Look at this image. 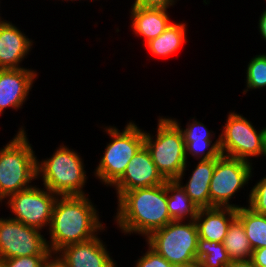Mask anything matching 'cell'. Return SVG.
Segmentation results:
<instances>
[{
	"instance_id": "cell-29",
	"label": "cell",
	"mask_w": 266,
	"mask_h": 267,
	"mask_svg": "<svg viewBox=\"0 0 266 267\" xmlns=\"http://www.w3.org/2000/svg\"><path fill=\"white\" fill-rule=\"evenodd\" d=\"M175 0H135L132 6L142 8H164L173 5Z\"/></svg>"
},
{
	"instance_id": "cell-28",
	"label": "cell",
	"mask_w": 266,
	"mask_h": 267,
	"mask_svg": "<svg viewBox=\"0 0 266 267\" xmlns=\"http://www.w3.org/2000/svg\"><path fill=\"white\" fill-rule=\"evenodd\" d=\"M148 248L147 252L138 259L135 267H176L152 248Z\"/></svg>"
},
{
	"instance_id": "cell-13",
	"label": "cell",
	"mask_w": 266,
	"mask_h": 267,
	"mask_svg": "<svg viewBox=\"0 0 266 267\" xmlns=\"http://www.w3.org/2000/svg\"><path fill=\"white\" fill-rule=\"evenodd\" d=\"M57 254L68 267H116V263L98 236L68 245Z\"/></svg>"
},
{
	"instance_id": "cell-30",
	"label": "cell",
	"mask_w": 266,
	"mask_h": 267,
	"mask_svg": "<svg viewBox=\"0 0 266 267\" xmlns=\"http://www.w3.org/2000/svg\"><path fill=\"white\" fill-rule=\"evenodd\" d=\"M251 259L258 267H266V247L253 250Z\"/></svg>"
},
{
	"instance_id": "cell-11",
	"label": "cell",
	"mask_w": 266,
	"mask_h": 267,
	"mask_svg": "<svg viewBox=\"0 0 266 267\" xmlns=\"http://www.w3.org/2000/svg\"><path fill=\"white\" fill-rule=\"evenodd\" d=\"M47 241L41 231L22 222L0 218V257L50 255Z\"/></svg>"
},
{
	"instance_id": "cell-19",
	"label": "cell",
	"mask_w": 266,
	"mask_h": 267,
	"mask_svg": "<svg viewBox=\"0 0 266 267\" xmlns=\"http://www.w3.org/2000/svg\"><path fill=\"white\" fill-rule=\"evenodd\" d=\"M216 159L200 160L192 171L191 177L182 185L190 200L198 208H210V182L215 170Z\"/></svg>"
},
{
	"instance_id": "cell-32",
	"label": "cell",
	"mask_w": 266,
	"mask_h": 267,
	"mask_svg": "<svg viewBox=\"0 0 266 267\" xmlns=\"http://www.w3.org/2000/svg\"><path fill=\"white\" fill-rule=\"evenodd\" d=\"M227 267H258L251 258L232 260Z\"/></svg>"
},
{
	"instance_id": "cell-6",
	"label": "cell",
	"mask_w": 266,
	"mask_h": 267,
	"mask_svg": "<svg viewBox=\"0 0 266 267\" xmlns=\"http://www.w3.org/2000/svg\"><path fill=\"white\" fill-rule=\"evenodd\" d=\"M198 229L195 220L171 221L145 237L148 246L176 267L197 262Z\"/></svg>"
},
{
	"instance_id": "cell-34",
	"label": "cell",
	"mask_w": 266,
	"mask_h": 267,
	"mask_svg": "<svg viewBox=\"0 0 266 267\" xmlns=\"http://www.w3.org/2000/svg\"><path fill=\"white\" fill-rule=\"evenodd\" d=\"M179 267H201V264L199 261L189 264V265H185V266H179Z\"/></svg>"
},
{
	"instance_id": "cell-16",
	"label": "cell",
	"mask_w": 266,
	"mask_h": 267,
	"mask_svg": "<svg viewBox=\"0 0 266 267\" xmlns=\"http://www.w3.org/2000/svg\"><path fill=\"white\" fill-rule=\"evenodd\" d=\"M235 218L236 209L233 207L199 208L195 218L199 238L223 242Z\"/></svg>"
},
{
	"instance_id": "cell-3",
	"label": "cell",
	"mask_w": 266,
	"mask_h": 267,
	"mask_svg": "<svg viewBox=\"0 0 266 267\" xmlns=\"http://www.w3.org/2000/svg\"><path fill=\"white\" fill-rule=\"evenodd\" d=\"M34 152L24 128L0 150V202L32 186L29 183L37 178Z\"/></svg>"
},
{
	"instance_id": "cell-18",
	"label": "cell",
	"mask_w": 266,
	"mask_h": 267,
	"mask_svg": "<svg viewBox=\"0 0 266 267\" xmlns=\"http://www.w3.org/2000/svg\"><path fill=\"white\" fill-rule=\"evenodd\" d=\"M132 29L144 37L145 44L158 37L171 24L167 9L131 6Z\"/></svg>"
},
{
	"instance_id": "cell-27",
	"label": "cell",
	"mask_w": 266,
	"mask_h": 267,
	"mask_svg": "<svg viewBox=\"0 0 266 267\" xmlns=\"http://www.w3.org/2000/svg\"><path fill=\"white\" fill-rule=\"evenodd\" d=\"M49 255L22 256L3 259L4 267H42Z\"/></svg>"
},
{
	"instance_id": "cell-24",
	"label": "cell",
	"mask_w": 266,
	"mask_h": 267,
	"mask_svg": "<svg viewBox=\"0 0 266 267\" xmlns=\"http://www.w3.org/2000/svg\"><path fill=\"white\" fill-rule=\"evenodd\" d=\"M196 255L201 267H227L231 262L222 242L198 238Z\"/></svg>"
},
{
	"instance_id": "cell-25",
	"label": "cell",
	"mask_w": 266,
	"mask_h": 267,
	"mask_svg": "<svg viewBox=\"0 0 266 267\" xmlns=\"http://www.w3.org/2000/svg\"><path fill=\"white\" fill-rule=\"evenodd\" d=\"M246 91L266 87V54L256 55L250 60L246 70Z\"/></svg>"
},
{
	"instance_id": "cell-4",
	"label": "cell",
	"mask_w": 266,
	"mask_h": 267,
	"mask_svg": "<svg viewBox=\"0 0 266 267\" xmlns=\"http://www.w3.org/2000/svg\"><path fill=\"white\" fill-rule=\"evenodd\" d=\"M53 154L41 164L37 159V179L42 177L44 188L58 196L86 195L83 187L87 176L80 155L64 145Z\"/></svg>"
},
{
	"instance_id": "cell-21",
	"label": "cell",
	"mask_w": 266,
	"mask_h": 267,
	"mask_svg": "<svg viewBox=\"0 0 266 267\" xmlns=\"http://www.w3.org/2000/svg\"><path fill=\"white\" fill-rule=\"evenodd\" d=\"M186 30L185 23H171L163 33L145 45L152 55L167 58L185 43Z\"/></svg>"
},
{
	"instance_id": "cell-35",
	"label": "cell",
	"mask_w": 266,
	"mask_h": 267,
	"mask_svg": "<svg viewBox=\"0 0 266 267\" xmlns=\"http://www.w3.org/2000/svg\"><path fill=\"white\" fill-rule=\"evenodd\" d=\"M263 156H266V132H265V145H264V155Z\"/></svg>"
},
{
	"instance_id": "cell-7",
	"label": "cell",
	"mask_w": 266,
	"mask_h": 267,
	"mask_svg": "<svg viewBox=\"0 0 266 267\" xmlns=\"http://www.w3.org/2000/svg\"><path fill=\"white\" fill-rule=\"evenodd\" d=\"M112 138L96 167L95 176L105 185L112 186L123 174L126 166L144 145V131L134 122H129L120 132L116 127H106Z\"/></svg>"
},
{
	"instance_id": "cell-31",
	"label": "cell",
	"mask_w": 266,
	"mask_h": 267,
	"mask_svg": "<svg viewBox=\"0 0 266 267\" xmlns=\"http://www.w3.org/2000/svg\"><path fill=\"white\" fill-rule=\"evenodd\" d=\"M53 254H50L47 259L44 261V263L42 264V267H68L65 262L60 258L58 257L56 254L55 256L56 257H52ZM53 258V259H51Z\"/></svg>"
},
{
	"instance_id": "cell-8",
	"label": "cell",
	"mask_w": 266,
	"mask_h": 267,
	"mask_svg": "<svg viewBox=\"0 0 266 267\" xmlns=\"http://www.w3.org/2000/svg\"><path fill=\"white\" fill-rule=\"evenodd\" d=\"M266 127L259 132L240 114L229 112L219 135L221 155L249 162V157L264 155Z\"/></svg>"
},
{
	"instance_id": "cell-5",
	"label": "cell",
	"mask_w": 266,
	"mask_h": 267,
	"mask_svg": "<svg viewBox=\"0 0 266 267\" xmlns=\"http://www.w3.org/2000/svg\"><path fill=\"white\" fill-rule=\"evenodd\" d=\"M157 127L155 140L144 131V145L162 176L181 182L187 165L181 129L170 118L162 117L158 119Z\"/></svg>"
},
{
	"instance_id": "cell-9",
	"label": "cell",
	"mask_w": 266,
	"mask_h": 267,
	"mask_svg": "<svg viewBox=\"0 0 266 267\" xmlns=\"http://www.w3.org/2000/svg\"><path fill=\"white\" fill-rule=\"evenodd\" d=\"M252 163L220 155L216 158L215 170L210 182V208L233 207L229 199L235 195L252 176Z\"/></svg>"
},
{
	"instance_id": "cell-36",
	"label": "cell",
	"mask_w": 266,
	"mask_h": 267,
	"mask_svg": "<svg viewBox=\"0 0 266 267\" xmlns=\"http://www.w3.org/2000/svg\"><path fill=\"white\" fill-rule=\"evenodd\" d=\"M0 267H4V261L1 257H0Z\"/></svg>"
},
{
	"instance_id": "cell-26",
	"label": "cell",
	"mask_w": 266,
	"mask_h": 267,
	"mask_svg": "<svg viewBox=\"0 0 266 267\" xmlns=\"http://www.w3.org/2000/svg\"><path fill=\"white\" fill-rule=\"evenodd\" d=\"M248 208L255 213L266 215V176L250 190Z\"/></svg>"
},
{
	"instance_id": "cell-10",
	"label": "cell",
	"mask_w": 266,
	"mask_h": 267,
	"mask_svg": "<svg viewBox=\"0 0 266 267\" xmlns=\"http://www.w3.org/2000/svg\"><path fill=\"white\" fill-rule=\"evenodd\" d=\"M44 190L30 186L8 196L7 204L16 216L12 219L38 230L50 226L53 207L59 196L47 188Z\"/></svg>"
},
{
	"instance_id": "cell-15",
	"label": "cell",
	"mask_w": 266,
	"mask_h": 267,
	"mask_svg": "<svg viewBox=\"0 0 266 267\" xmlns=\"http://www.w3.org/2000/svg\"><path fill=\"white\" fill-rule=\"evenodd\" d=\"M29 40L14 24L0 19V69H19L31 49Z\"/></svg>"
},
{
	"instance_id": "cell-12",
	"label": "cell",
	"mask_w": 266,
	"mask_h": 267,
	"mask_svg": "<svg viewBox=\"0 0 266 267\" xmlns=\"http://www.w3.org/2000/svg\"><path fill=\"white\" fill-rule=\"evenodd\" d=\"M166 181L152 161L149 150L143 145L126 166L124 174L112 186L116 188L119 198L126 191L154 187Z\"/></svg>"
},
{
	"instance_id": "cell-33",
	"label": "cell",
	"mask_w": 266,
	"mask_h": 267,
	"mask_svg": "<svg viewBox=\"0 0 266 267\" xmlns=\"http://www.w3.org/2000/svg\"><path fill=\"white\" fill-rule=\"evenodd\" d=\"M258 24L260 34L263 36L264 40H266V9L261 14Z\"/></svg>"
},
{
	"instance_id": "cell-1",
	"label": "cell",
	"mask_w": 266,
	"mask_h": 267,
	"mask_svg": "<svg viewBox=\"0 0 266 267\" xmlns=\"http://www.w3.org/2000/svg\"><path fill=\"white\" fill-rule=\"evenodd\" d=\"M58 198L49 226L51 242L47 241L48 248L53 254L68 245L87 241L97 236V231L104 229L97 210L86 195Z\"/></svg>"
},
{
	"instance_id": "cell-17",
	"label": "cell",
	"mask_w": 266,
	"mask_h": 267,
	"mask_svg": "<svg viewBox=\"0 0 266 267\" xmlns=\"http://www.w3.org/2000/svg\"><path fill=\"white\" fill-rule=\"evenodd\" d=\"M180 129L183 134L185 142V156L187 160V154H191L193 157L201 160L216 159L221 155L219 147V139L212 145L210 131L205 125L197 120H193L192 123L187 125V128L183 130L180 123L176 119H171ZM206 148L209 150L206 151Z\"/></svg>"
},
{
	"instance_id": "cell-14",
	"label": "cell",
	"mask_w": 266,
	"mask_h": 267,
	"mask_svg": "<svg viewBox=\"0 0 266 267\" xmlns=\"http://www.w3.org/2000/svg\"><path fill=\"white\" fill-rule=\"evenodd\" d=\"M37 74L26 68L0 69V115L5 108L18 109L25 102Z\"/></svg>"
},
{
	"instance_id": "cell-22",
	"label": "cell",
	"mask_w": 266,
	"mask_h": 267,
	"mask_svg": "<svg viewBox=\"0 0 266 267\" xmlns=\"http://www.w3.org/2000/svg\"><path fill=\"white\" fill-rule=\"evenodd\" d=\"M236 217L242 222L253 250L266 247V215L253 212L248 207L236 209Z\"/></svg>"
},
{
	"instance_id": "cell-2",
	"label": "cell",
	"mask_w": 266,
	"mask_h": 267,
	"mask_svg": "<svg viewBox=\"0 0 266 267\" xmlns=\"http://www.w3.org/2000/svg\"><path fill=\"white\" fill-rule=\"evenodd\" d=\"M115 220L125 234L134 232L146 237L170 223L166 183L124 192L118 198Z\"/></svg>"
},
{
	"instance_id": "cell-20",
	"label": "cell",
	"mask_w": 266,
	"mask_h": 267,
	"mask_svg": "<svg viewBox=\"0 0 266 267\" xmlns=\"http://www.w3.org/2000/svg\"><path fill=\"white\" fill-rule=\"evenodd\" d=\"M167 208L172 221L182 220L186 217L190 221L195 220L198 213V206L194 204L186 194L181 182L177 180L166 181Z\"/></svg>"
},
{
	"instance_id": "cell-23",
	"label": "cell",
	"mask_w": 266,
	"mask_h": 267,
	"mask_svg": "<svg viewBox=\"0 0 266 267\" xmlns=\"http://www.w3.org/2000/svg\"><path fill=\"white\" fill-rule=\"evenodd\" d=\"M222 243L231 261L249 259L252 257L253 249L246 236L244 226L237 217L229 225L227 234Z\"/></svg>"
}]
</instances>
